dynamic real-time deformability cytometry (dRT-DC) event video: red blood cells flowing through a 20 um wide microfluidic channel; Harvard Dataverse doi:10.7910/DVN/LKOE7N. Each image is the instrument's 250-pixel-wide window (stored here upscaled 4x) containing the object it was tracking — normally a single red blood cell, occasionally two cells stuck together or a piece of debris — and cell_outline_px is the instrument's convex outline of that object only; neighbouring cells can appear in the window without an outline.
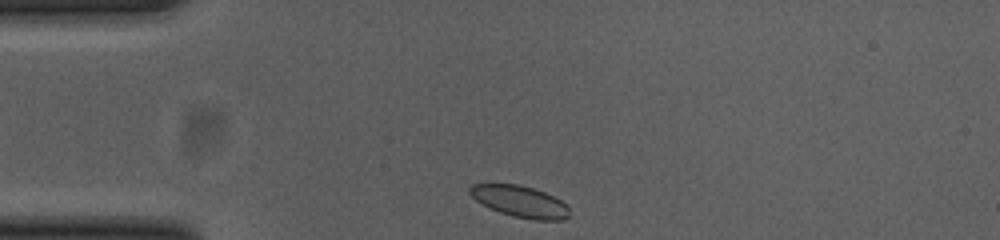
{"species": "common noctule bat (a hibernating species)", "species_latin": "Nyctalus noctula", "temperature_condition": "cold", "stored_images_in_passage": 33, "camera_frame_rate_fps": 3000, "um_per_image_px": 0.085, "animal": {"sex": "female", "body_mass_g": 23.0, "forearm_length_mm": 53.4}, "frame": {"image": 1, "passage_image": 1, "time_ms": 0.0, "image_size_px": [1000, 240], "cell_outline_px": [[568, 216], [564, 220], [532, 220], [512, 216], [500, 212], [480, 204], [468, 192], [468, 188], [472, 184], [516, 184], [532, 188], [544, 192], [568, 204]], "centroid_in_image_um": [44.18, 17.13], "position_along_channel_um": 40.8, "area_um2": 18.26}}
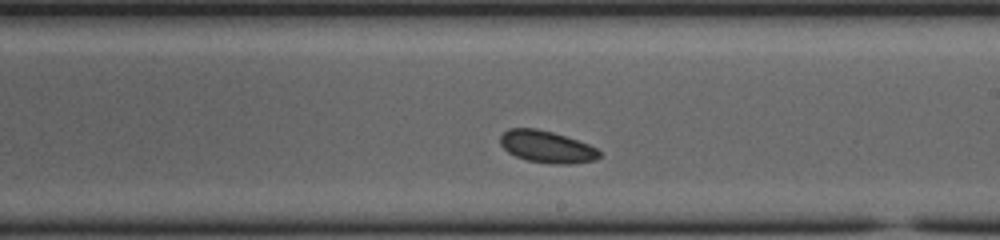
{"frame": {"image": 2, "passage_image": 20, "time_ms": 6.333, "image_size_px": [1000, 240], "cell_outline_px": [[600, 156], [596, 160], [572, 164], [552, 164], [528, 160], [516, 156], [508, 152], [500, 144], [500, 136], [508, 128], [536, 128], [552, 132], [588, 144], [596, 148], [600, 152]], "centroid_in_image_um": [46.47, 12.48], "position_along_channel_um": 242.5, "area_um2": 18.38}}
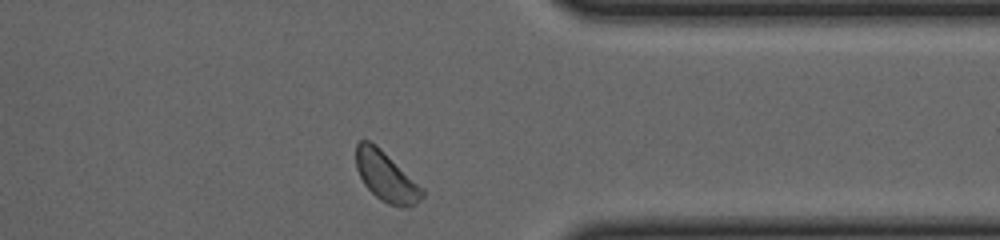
{"frame": {"image": 3, "passage_image": 32, "time_ms": 10.333, "image_size_px": [1000, 240], "cell_outline_px": [[424, 196], [420, 200], [408, 208], [388, 204], [380, 200], [364, 184], [356, 168], [356, 144], [360, 140], [368, 140], [376, 144], [424, 188]], "centroid_in_image_um": [32.83, 15.0], "position_along_channel_um": 378.6, "area_um2": 19.25}}